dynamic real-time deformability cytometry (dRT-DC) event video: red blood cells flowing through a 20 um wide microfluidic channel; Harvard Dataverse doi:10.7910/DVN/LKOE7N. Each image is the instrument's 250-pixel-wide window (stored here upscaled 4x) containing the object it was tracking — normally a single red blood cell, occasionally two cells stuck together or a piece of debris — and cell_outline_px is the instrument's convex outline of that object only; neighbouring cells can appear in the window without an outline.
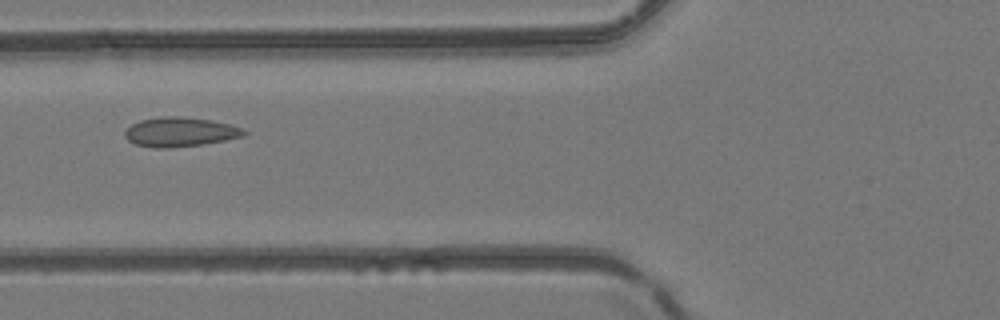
{"species": "common noctule bat (a hibernating species)", "species_latin": "Nyctalus noctula", "temperature_condition": "room temperature", "stored_images_in_passage": 4, "camera_frame_rate_fps": 3000, "um_per_image_px": 0.085, "animal": {"sex": "female", "body_mass_g": 24.6, "forearm_length_mm": 56.2}, "frame": {"image": 1, "passage_image": 4, "time_ms": 3.333, "image_size_px": [1000, 320], "cell_outline_px": [[248, 132], [244, 136], [204, 144], [168, 148], [156, 148], [136, 144], [128, 140], [124, 136], [124, 132], [132, 124], [140, 120], [160, 116], [176, 116], [212, 120], [232, 124], [244, 128]], "centroid_in_image_um": [15.34, 11.21], "position_along_channel_um": 110.5, "area_um2": 20.52}}